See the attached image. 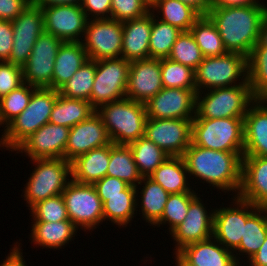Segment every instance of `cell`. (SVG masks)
Wrapping results in <instances>:
<instances>
[{
	"label": "cell",
	"instance_id": "cell-19",
	"mask_svg": "<svg viewBox=\"0 0 267 266\" xmlns=\"http://www.w3.org/2000/svg\"><path fill=\"white\" fill-rule=\"evenodd\" d=\"M198 195L190 202L184 221L170 235L174 239L176 254L184 246L213 237L212 209L209 214Z\"/></svg>",
	"mask_w": 267,
	"mask_h": 266
},
{
	"label": "cell",
	"instance_id": "cell-28",
	"mask_svg": "<svg viewBox=\"0 0 267 266\" xmlns=\"http://www.w3.org/2000/svg\"><path fill=\"white\" fill-rule=\"evenodd\" d=\"M186 176H189V173L184 158L182 156H169L148 177L161 185L169 194L196 192L189 186V178Z\"/></svg>",
	"mask_w": 267,
	"mask_h": 266
},
{
	"label": "cell",
	"instance_id": "cell-58",
	"mask_svg": "<svg viewBox=\"0 0 267 266\" xmlns=\"http://www.w3.org/2000/svg\"><path fill=\"white\" fill-rule=\"evenodd\" d=\"M175 259V265L177 264L176 266H186L177 256H175Z\"/></svg>",
	"mask_w": 267,
	"mask_h": 266
},
{
	"label": "cell",
	"instance_id": "cell-3",
	"mask_svg": "<svg viewBox=\"0 0 267 266\" xmlns=\"http://www.w3.org/2000/svg\"><path fill=\"white\" fill-rule=\"evenodd\" d=\"M96 112L101 116L107 134L116 145H129L145 134V103L123 98L103 104Z\"/></svg>",
	"mask_w": 267,
	"mask_h": 266
},
{
	"label": "cell",
	"instance_id": "cell-2",
	"mask_svg": "<svg viewBox=\"0 0 267 266\" xmlns=\"http://www.w3.org/2000/svg\"><path fill=\"white\" fill-rule=\"evenodd\" d=\"M184 158L189 176L210 184L223 192H235L241 187L243 152H225L206 149L192 142L185 150ZM237 194V195H236Z\"/></svg>",
	"mask_w": 267,
	"mask_h": 266
},
{
	"label": "cell",
	"instance_id": "cell-40",
	"mask_svg": "<svg viewBox=\"0 0 267 266\" xmlns=\"http://www.w3.org/2000/svg\"><path fill=\"white\" fill-rule=\"evenodd\" d=\"M137 195L106 196L103 202L104 221L109 220L119 226L126 227L136 216ZM136 211V213H135Z\"/></svg>",
	"mask_w": 267,
	"mask_h": 266
},
{
	"label": "cell",
	"instance_id": "cell-15",
	"mask_svg": "<svg viewBox=\"0 0 267 266\" xmlns=\"http://www.w3.org/2000/svg\"><path fill=\"white\" fill-rule=\"evenodd\" d=\"M13 46L7 62L22 67L29 59L38 37L44 32V16L40 7L29 4L13 21Z\"/></svg>",
	"mask_w": 267,
	"mask_h": 266
},
{
	"label": "cell",
	"instance_id": "cell-1",
	"mask_svg": "<svg viewBox=\"0 0 267 266\" xmlns=\"http://www.w3.org/2000/svg\"><path fill=\"white\" fill-rule=\"evenodd\" d=\"M266 5L210 7L207 16L215 24L230 53L249 57L259 40Z\"/></svg>",
	"mask_w": 267,
	"mask_h": 266
},
{
	"label": "cell",
	"instance_id": "cell-29",
	"mask_svg": "<svg viewBox=\"0 0 267 266\" xmlns=\"http://www.w3.org/2000/svg\"><path fill=\"white\" fill-rule=\"evenodd\" d=\"M32 223L31 242L43 248L56 250L57 248L60 250L65 244L67 245L79 230L71 221Z\"/></svg>",
	"mask_w": 267,
	"mask_h": 266
},
{
	"label": "cell",
	"instance_id": "cell-43",
	"mask_svg": "<svg viewBox=\"0 0 267 266\" xmlns=\"http://www.w3.org/2000/svg\"><path fill=\"white\" fill-rule=\"evenodd\" d=\"M197 196L195 192H183L179 194H170L165 205L161 218L153 225L160 227L168 223L171 233L185 219L190 202Z\"/></svg>",
	"mask_w": 267,
	"mask_h": 266
},
{
	"label": "cell",
	"instance_id": "cell-54",
	"mask_svg": "<svg viewBox=\"0 0 267 266\" xmlns=\"http://www.w3.org/2000/svg\"><path fill=\"white\" fill-rule=\"evenodd\" d=\"M247 263L249 266H267V236L257 253Z\"/></svg>",
	"mask_w": 267,
	"mask_h": 266
},
{
	"label": "cell",
	"instance_id": "cell-35",
	"mask_svg": "<svg viewBox=\"0 0 267 266\" xmlns=\"http://www.w3.org/2000/svg\"><path fill=\"white\" fill-rule=\"evenodd\" d=\"M189 31L204 57L222 56L228 53L219 31L207 15H201Z\"/></svg>",
	"mask_w": 267,
	"mask_h": 266
},
{
	"label": "cell",
	"instance_id": "cell-46",
	"mask_svg": "<svg viewBox=\"0 0 267 266\" xmlns=\"http://www.w3.org/2000/svg\"><path fill=\"white\" fill-rule=\"evenodd\" d=\"M149 0H111V19L127 21L142 17L150 12Z\"/></svg>",
	"mask_w": 267,
	"mask_h": 266
},
{
	"label": "cell",
	"instance_id": "cell-4",
	"mask_svg": "<svg viewBox=\"0 0 267 266\" xmlns=\"http://www.w3.org/2000/svg\"><path fill=\"white\" fill-rule=\"evenodd\" d=\"M58 94L55 89L37 88L32 93L28 106L5 127L0 147L15 151L34 132L48 123Z\"/></svg>",
	"mask_w": 267,
	"mask_h": 266
},
{
	"label": "cell",
	"instance_id": "cell-55",
	"mask_svg": "<svg viewBox=\"0 0 267 266\" xmlns=\"http://www.w3.org/2000/svg\"><path fill=\"white\" fill-rule=\"evenodd\" d=\"M83 0H31V4L44 8L52 5H81Z\"/></svg>",
	"mask_w": 267,
	"mask_h": 266
},
{
	"label": "cell",
	"instance_id": "cell-27",
	"mask_svg": "<svg viewBox=\"0 0 267 266\" xmlns=\"http://www.w3.org/2000/svg\"><path fill=\"white\" fill-rule=\"evenodd\" d=\"M87 60L82 42H63L55 58L52 89L58 90L63 86Z\"/></svg>",
	"mask_w": 267,
	"mask_h": 266
},
{
	"label": "cell",
	"instance_id": "cell-36",
	"mask_svg": "<svg viewBox=\"0 0 267 266\" xmlns=\"http://www.w3.org/2000/svg\"><path fill=\"white\" fill-rule=\"evenodd\" d=\"M142 177L150 176L170 155L145 136L128 145Z\"/></svg>",
	"mask_w": 267,
	"mask_h": 266
},
{
	"label": "cell",
	"instance_id": "cell-13",
	"mask_svg": "<svg viewBox=\"0 0 267 266\" xmlns=\"http://www.w3.org/2000/svg\"><path fill=\"white\" fill-rule=\"evenodd\" d=\"M63 41L43 32L33 46L28 61L22 66L23 82L36 88H51L55 58Z\"/></svg>",
	"mask_w": 267,
	"mask_h": 266
},
{
	"label": "cell",
	"instance_id": "cell-30",
	"mask_svg": "<svg viewBox=\"0 0 267 266\" xmlns=\"http://www.w3.org/2000/svg\"><path fill=\"white\" fill-rule=\"evenodd\" d=\"M95 112L96 109L89 101L67 98L58 94L49 122L71 128L88 119Z\"/></svg>",
	"mask_w": 267,
	"mask_h": 266
},
{
	"label": "cell",
	"instance_id": "cell-16",
	"mask_svg": "<svg viewBox=\"0 0 267 266\" xmlns=\"http://www.w3.org/2000/svg\"><path fill=\"white\" fill-rule=\"evenodd\" d=\"M196 89L162 88L146 103L152 119H193L196 115Z\"/></svg>",
	"mask_w": 267,
	"mask_h": 266
},
{
	"label": "cell",
	"instance_id": "cell-5",
	"mask_svg": "<svg viewBox=\"0 0 267 266\" xmlns=\"http://www.w3.org/2000/svg\"><path fill=\"white\" fill-rule=\"evenodd\" d=\"M191 142L216 151L243 152L244 117L193 118Z\"/></svg>",
	"mask_w": 267,
	"mask_h": 266
},
{
	"label": "cell",
	"instance_id": "cell-20",
	"mask_svg": "<svg viewBox=\"0 0 267 266\" xmlns=\"http://www.w3.org/2000/svg\"><path fill=\"white\" fill-rule=\"evenodd\" d=\"M162 88L160 59L147 58L130 62L126 98L146 103Z\"/></svg>",
	"mask_w": 267,
	"mask_h": 266
},
{
	"label": "cell",
	"instance_id": "cell-53",
	"mask_svg": "<svg viewBox=\"0 0 267 266\" xmlns=\"http://www.w3.org/2000/svg\"><path fill=\"white\" fill-rule=\"evenodd\" d=\"M266 5L259 0H210V7H234V6H253Z\"/></svg>",
	"mask_w": 267,
	"mask_h": 266
},
{
	"label": "cell",
	"instance_id": "cell-23",
	"mask_svg": "<svg viewBox=\"0 0 267 266\" xmlns=\"http://www.w3.org/2000/svg\"><path fill=\"white\" fill-rule=\"evenodd\" d=\"M237 196L267 208V157H242L241 187Z\"/></svg>",
	"mask_w": 267,
	"mask_h": 266
},
{
	"label": "cell",
	"instance_id": "cell-9",
	"mask_svg": "<svg viewBox=\"0 0 267 266\" xmlns=\"http://www.w3.org/2000/svg\"><path fill=\"white\" fill-rule=\"evenodd\" d=\"M62 195L69 220L77 228L90 232L104 221L103 203L93 184H81L71 179Z\"/></svg>",
	"mask_w": 267,
	"mask_h": 266
},
{
	"label": "cell",
	"instance_id": "cell-18",
	"mask_svg": "<svg viewBox=\"0 0 267 266\" xmlns=\"http://www.w3.org/2000/svg\"><path fill=\"white\" fill-rule=\"evenodd\" d=\"M70 128L62 125L44 124L15 151L25 153L32 159L64 158Z\"/></svg>",
	"mask_w": 267,
	"mask_h": 266
},
{
	"label": "cell",
	"instance_id": "cell-51",
	"mask_svg": "<svg viewBox=\"0 0 267 266\" xmlns=\"http://www.w3.org/2000/svg\"><path fill=\"white\" fill-rule=\"evenodd\" d=\"M30 3L31 0H0V20L13 21Z\"/></svg>",
	"mask_w": 267,
	"mask_h": 266
},
{
	"label": "cell",
	"instance_id": "cell-48",
	"mask_svg": "<svg viewBox=\"0 0 267 266\" xmlns=\"http://www.w3.org/2000/svg\"><path fill=\"white\" fill-rule=\"evenodd\" d=\"M23 83L22 67L7 61L0 62V99Z\"/></svg>",
	"mask_w": 267,
	"mask_h": 266
},
{
	"label": "cell",
	"instance_id": "cell-57",
	"mask_svg": "<svg viewBox=\"0 0 267 266\" xmlns=\"http://www.w3.org/2000/svg\"><path fill=\"white\" fill-rule=\"evenodd\" d=\"M258 42L262 45V46H266L267 47V11L265 14V18L261 24V29H260V34H259V40Z\"/></svg>",
	"mask_w": 267,
	"mask_h": 266
},
{
	"label": "cell",
	"instance_id": "cell-14",
	"mask_svg": "<svg viewBox=\"0 0 267 266\" xmlns=\"http://www.w3.org/2000/svg\"><path fill=\"white\" fill-rule=\"evenodd\" d=\"M192 119L147 118L144 136L170 156H183L191 144Z\"/></svg>",
	"mask_w": 267,
	"mask_h": 266
},
{
	"label": "cell",
	"instance_id": "cell-56",
	"mask_svg": "<svg viewBox=\"0 0 267 266\" xmlns=\"http://www.w3.org/2000/svg\"><path fill=\"white\" fill-rule=\"evenodd\" d=\"M195 9L200 15H207L210 9V0H179Z\"/></svg>",
	"mask_w": 267,
	"mask_h": 266
},
{
	"label": "cell",
	"instance_id": "cell-31",
	"mask_svg": "<svg viewBox=\"0 0 267 266\" xmlns=\"http://www.w3.org/2000/svg\"><path fill=\"white\" fill-rule=\"evenodd\" d=\"M150 9L153 13L157 11L159 15L162 14V17L154 14L155 17L159 18L158 20L176 26L181 31H189L201 16L191 6L179 0H152Z\"/></svg>",
	"mask_w": 267,
	"mask_h": 266
},
{
	"label": "cell",
	"instance_id": "cell-42",
	"mask_svg": "<svg viewBox=\"0 0 267 266\" xmlns=\"http://www.w3.org/2000/svg\"><path fill=\"white\" fill-rule=\"evenodd\" d=\"M163 88L196 89L195 70L191 67L172 61L160 59Z\"/></svg>",
	"mask_w": 267,
	"mask_h": 266
},
{
	"label": "cell",
	"instance_id": "cell-39",
	"mask_svg": "<svg viewBox=\"0 0 267 266\" xmlns=\"http://www.w3.org/2000/svg\"><path fill=\"white\" fill-rule=\"evenodd\" d=\"M181 30L176 26L164 23L152 13V28L149 42V58H168L173 44L181 34Z\"/></svg>",
	"mask_w": 267,
	"mask_h": 266
},
{
	"label": "cell",
	"instance_id": "cell-7",
	"mask_svg": "<svg viewBox=\"0 0 267 266\" xmlns=\"http://www.w3.org/2000/svg\"><path fill=\"white\" fill-rule=\"evenodd\" d=\"M31 161L36 166L23 191L24 200L30 208L39 201L62 194L72 177L71 162L64 158L32 159Z\"/></svg>",
	"mask_w": 267,
	"mask_h": 266
},
{
	"label": "cell",
	"instance_id": "cell-10",
	"mask_svg": "<svg viewBox=\"0 0 267 266\" xmlns=\"http://www.w3.org/2000/svg\"><path fill=\"white\" fill-rule=\"evenodd\" d=\"M130 62L124 58L96 61V72L91 92V105H101L126 97Z\"/></svg>",
	"mask_w": 267,
	"mask_h": 266
},
{
	"label": "cell",
	"instance_id": "cell-34",
	"mask_svg": "<svg viewBox=\"0 0 267 266\" xmlns=\"http://www.w3.org/2000/svg\"><path fill=\"white\" fill-rule=\"evenodd\" d=\"M266 236L267 208L259 207L246 220V225L244 226V238L241 239L240 245L233 251V253L239 252L240 256H242V254L247 255L244 257L248 260L251 259L264 243Z\"/></svg>",
	"mask_w": 267,
	"mask_h": 266
},
{
	"label": "cell",
	"instance_id": "cell-25",
	"mask_svg": "<svg viewBox=\"0 0 267 266\" xmlns=\"http://www.w3.org/2000/svg\"><path fill=\"white\" fill-rule=\"evenodd\" d=\"M152 28V11L146 15L123 22L121 57L131 62L149 58Z\"/></svg>",
	"mask_w": 267,
	"mask_h": 266
},
{
	"label": "cell",
	"instance_id": "cell-17",
	"mask_svg": "<svg viewBox=\"0 0 267 266\" xmlns=\"http://www.w3.org/2000/svg\"><path fill=\"white\" fill-rule=\"evenodd\" d=\"M41 9L44 16V32L56 36L63 42H82L88 19L81 5H52Z\"/></svg>",
	"mask_w": 267,
	"mask_h": 266
},
{
	"label": "cell",
	"instance_id": "cell-50",
	"mask_svg": "<svg viewBox=\"0 0 267 266\" xmlns=\"http://www.w3.org/2000/svg\"><path fill=\"white\" fill-rule=\"evenodd\" d=\"M13 46L12 21L0 20V62L8 61Z\"/></svg>",
	"mask_w": 267,
	"mask_h": 266
},
{
	"label": "cell",
	"instance_id": "cell-44",
	"mask_svg": "<svg viewBox=\"0 0 267 266\" xmlns=\"http://www.w3.org/2000/svg\"><path fill=\"white\" fill-rule=\"evenodd\" d=\"M168 58L196 70L204 60V55L191 32L182 31L173 44Z\"/></svg>",
	"mask_w": 267,
	"mask_h": 266
},
{
	"label": "cell",
	"instance_id": "cell-41",
	"mask_svg": "<svg viewBox=\"0 0 267 266\" xmlns=\"http://www.w3.org/2000/svg\"><path fill=\"white\" fill-rule=\"evenodd\" d=\"M36 87L23 83L0 99V125L5 127L28 106Z\"/></svg>",
	"mask_w": 267,
	"mask_h": 266
},
{
	"label": "cell",
	"instance_id": "cell-49",
	"mask_svg": "<svg viewBox=\"0 0 267 266\" xmlns=\"http://www.w3.org/2000/svg\"><path fill=\"white\" fill-rule=\"evenodd\" d=\"M81 7L88 20L111 18V0H83Z\"/></svg>",
	"mask_w": 267,
	"mask_h": 266
},
{
	"label": "cell",
	"instance_id": "cell-6",
	"mask_svg": "<svg viewBox=\"0 0 267 266\" xmlns=\"http://www.w3.org/2000/svg\"><path fill=\"white\" fill-rule=\"evenodd\" d=\"M204 91L196 93L194 118L244 117L249 106L255 101L249 83L215 88L205 91L206 93Z\"/></svg>",
	"mask_w": 267,
	"mask_h": 266
},
{
	"label": "cell",
	"instance_id": "cell-32",
	"mask_svg": "<svg viewBox=\"0 0 267 266\" xmlns=\"http://www.w3.org/2000/svg\"><path fill=\"white\" fill-rule=\"evenodd\" d=\"M142 183L145 186H142L141 195L136 196L137 205L140 201L143 220L153 226L161 218L170 194L149 177H142L138 185Z\"/></svg>",
	"mask_w": 267,
	"mask_h": 266
},
{
	"label": "cell",
	"instance_id": "cell-21",
	"mask_svg": "<svg viewBox=\"0 0 267 266\" xmlns=\"http://www.w3.org/2000/svg\"><path fill=\"white\" fill-rule=\"evenodd\" d=\"M101 116L95 112L88 119L70 128L65 148V159L72 161L79 155L110 143Z\"/></svg>",
	"mask_w": 267,
	"mask_h": 266
},
{
	"label": "cell",
	"instance_id": "cell-24",
	"mask_svg": "<svg viewBox=\"0 0 267 266\" xmlns=\"http://www.w3.org/2000/svg\"><path fill=\"white\" fill-rule=\"evenodd\" d=\"M267 100H255L244 116L243 156L267 157Z\"/></svg>",
	"mask_w": 267,
	"mask_h": 266
},
{
	"label": "cell",
	"instance_id": "cell-8",
	"mask_svg": "<svg viewBox=\"0 0 267 266\" xmlns=\"http://www.w3.org/2000/svg\"><path fill=\"white\" fill-rule=\"evenodd\" d=\"M238 80L241 81L237 84ZM244 83H249L248 57L242 54L228 52L222 56L204 57L195 70L197 93Z\"/></svg>",
	"mask_w": 267,
	"mask_h": 266
},
{
	"label": "cell",
	"instance_id": "cell-45",
	"mask_svg": "<svg viewBox=\"0 0 267 266\" xmlns=\"http://www.w3.org/2000/svg\"><path fill=\"white\" fill-rule=\"evenodd\" d=\"M29 210L34 222L70 221L62 194L39 201Z\"/></svg>",
	"mask_w": 267,
	"mask_h": 266
},
{
	"label": "cell",
	"instance_id": "cell-26",
	"mask_svg": "<svg viewBox=\"0 0 267 266\" xmlns=\"http://www.w3.org/2000/svg\"><path fill=\"white\" fill-rule=\"evenodd\" d=\"M110 162V143L94 148L71 161V179L81 184H94L106 176Z\"/></svg>",
	"mask_w": 267,
	"mask_h": 266
},
{
	"label": "cell",
	"instance_id": "cell-37",
	"mask_svg": "<svg viewBox=\"0 0 267 266\" xmlns=\"http://www.w3.org/2000/svg\"><path fill=\"white\" fill-rule=\"evenodd\" d=\"M248 81L255 100H267V47L259 42L248 57Z\"/></svg>",
	"mask_w": 267,
	"mask_h": 266
},
{
	"label": "cell",
	"instance_id": "cell-22",
	"mask_svg": "<svg viewBox=\"0 0 267 266\" xmlns=\"http://www.w3.org/2000/svg\"><path fill=\"white\" fill-rule=\"evenodd\" d=\"M237 255L214 237L188 244L176 253L186 266H242Z\"/></svg>",
	"mask_w": 267,
	"mask_h": 266
},
{
	"label": "cell",
	"instance_id": "cell-47",
	"mask_svg": "<svg viewBox=\"0 0 267 266\" xmlns=\"http://www.w3.org/2000/svg\"><path fill=\"white\" fill-rule=\"evenodd\" d=\"M98 196L102 203L106 201V196L115 195H138V187L128 185L125 181L106 175L94 184Z\"/></svg>",
	"mask_w": 267,
	"mask_h": 266
},
{
	"label": "cell",
	"instance_id": "cell-52",
	"mask_svg": "<svg viewBox=\"0 0 267 266\" xmlns=\"http://www.w3.org/2000/svg\"><path fill=\"white\" fill-rule=\"evenodd\" d=\"M19 247L18 242L14 243L13 249H11V252L6 256V259L0 266H26L25 260L23 259L24 256H22L23 253L21 252L22 249Z\"/></svg>",
	"mask_w": 267,
	"mask_h": 266
},
{
	"label": "cell",
	"instance_id": "cell-11",
	"mask_svg": "<svg viewBox=\"0 0 267 266\" xmlns=\"http://www.w3.org/2000/svg\"><path fill=\"white\" fill-rule=\"evenodd\" d=\"M123 22L114 19H90L82 40L89 60L121 57Z\"/></svg>",
	"mask_w": 267,
	"mask_h": 266
},
{
	"label": "cell",
	"instance_id": "cell-33",
	"mask_svg": "<svg viewBox=\"0 0 267 266\" xmlns=\"http://www.w3.org/2000/svg\"><path fill=\"white\" fill-rule=\"evenodd\" d=\"M106 175L123 180L128 185L138 186L142 176L138 172L128 145H116L110 142V162Z\"/></svg>",
	"mask_w": 267,
	"mask_h": 266
},
{
	"label": "cell",
	"instance_id": "cell-38",
	"mask_svg": "<svg viewBox=\"0 0 267 266\" xmlns=\"http://www.w3.org/2000/svg\"><path fill=\"white\" fill-rule=\"evenodd\" d=\"M96 61L87 60L67 81L58 89L61 96L82 99L91 103V92L95 79Z\"/></svg>",
	"mask_w": 267,
	"mask_h": 266
},
{
	"label": "cell",
	"instance_id": "cell-12",
	"mask_svg": "<svg viewBox=\"0 0 267 266\" xmlns=\"http://www.w3.org/2000/svg\"><path fill=\"white\" fill-rule=\"evenodd\" d=\"M232 207L214 209L213 237L226 249L234 251L244 238L246 220L259 208L249 201L233 196ZM237 205V206H236Z\"/></svg>",
	"mask_w": 267,
	"mask_h": 266
}]
</instances>
